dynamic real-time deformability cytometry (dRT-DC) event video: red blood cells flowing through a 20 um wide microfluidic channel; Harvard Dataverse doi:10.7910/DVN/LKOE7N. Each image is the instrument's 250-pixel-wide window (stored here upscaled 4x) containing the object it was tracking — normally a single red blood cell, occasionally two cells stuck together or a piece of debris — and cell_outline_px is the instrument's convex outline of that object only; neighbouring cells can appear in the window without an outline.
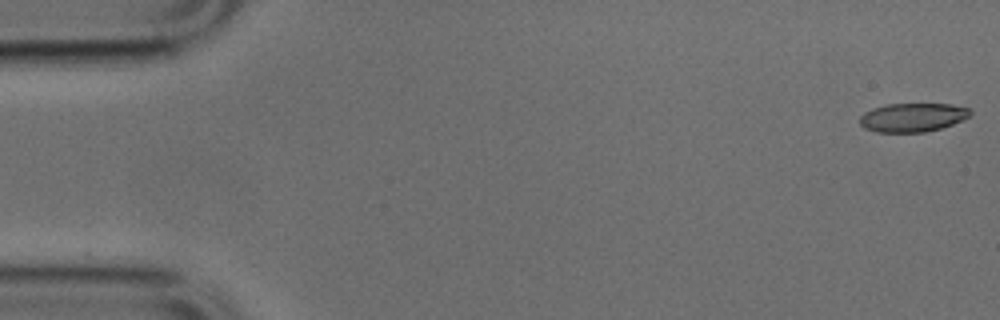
{"species": "common noctule bat (a hibernating species)", "species_latin": "Nyctalus noctula", "temperature_condition": "cold", "stored_images_in_passage": 50, "camera_frame_rate_fps": 3000, "um_per_image_px": 0.085, "animal": {"sex": "male", "body_mass_g": 17.9, "forearm_length_mm": 54.2}, "frame": {"image": 1, "passage_image": 1, "time_ms": 0.0, "image_size_px": [1000, 320], "cell_outline_px": [[972, 116], [952, 124], [940, 128], [924, 132], [876, 132], [864, 128], [860, 124], [860, 116], [864, 112], [872, 108], [888, 104], [952, 104], [972, 108]], "centroid_in_image_um": [77.6, 9.97], "position_along_channel_um": 7.4, "area_um2": 18.67}}
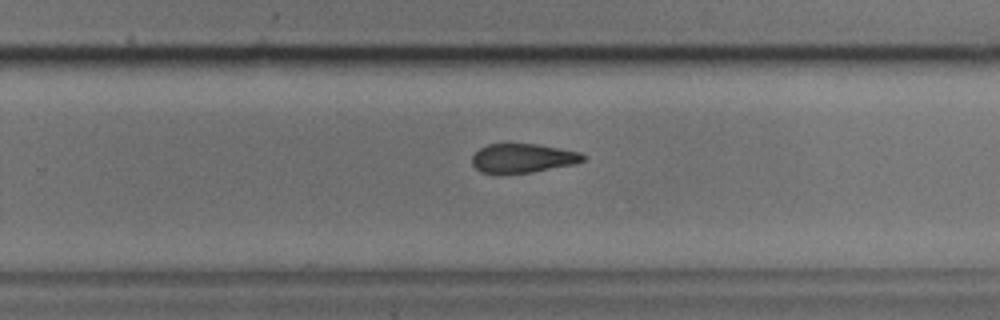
{"frame": {"image": 2, "passage_image": 32, "time_ms": 10.333, "image_size_px": [1000, 320], "cell_outline_px": [[588, 156], [584, 160], [576, 164], [532, 172], [500, 176], [496, 176], [480, 172], [472, 164], [472, 156], [480, 148], [488, 144], [536, 144], [560, 148], [580, 152]], "centroid_in_image_um": [44.42, 13.48], "position_along_channel_um": 285.4, "area_um2": 19.42}}
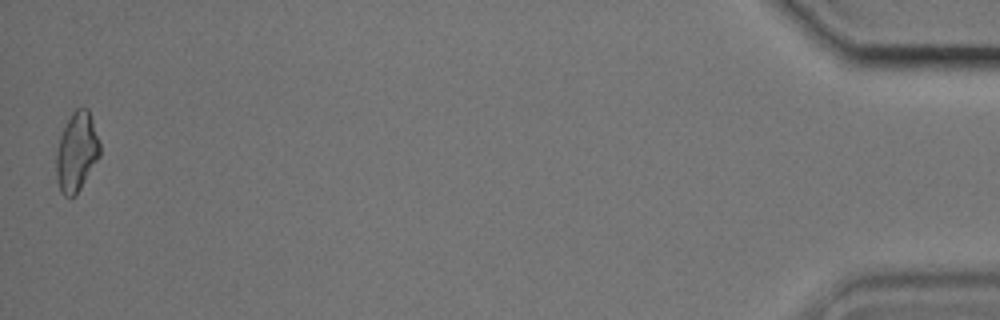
{"frame": {"image": 3, "passage_image": 50, "time_ms": 16.333, "image_size_px": [1000, 320], "cell_outline_px": [[100, 156], [80, 188], [72, 196], [64, 196], [60, 192], [56, 180], [56, 152], [60, 136], [72, 112], [76, 108], [88, 108], [100, 144]], "centroid_in_image_um": [6.5, 12.92], "position_along_channel_um": 428.7, "area_um2": 19.88}}